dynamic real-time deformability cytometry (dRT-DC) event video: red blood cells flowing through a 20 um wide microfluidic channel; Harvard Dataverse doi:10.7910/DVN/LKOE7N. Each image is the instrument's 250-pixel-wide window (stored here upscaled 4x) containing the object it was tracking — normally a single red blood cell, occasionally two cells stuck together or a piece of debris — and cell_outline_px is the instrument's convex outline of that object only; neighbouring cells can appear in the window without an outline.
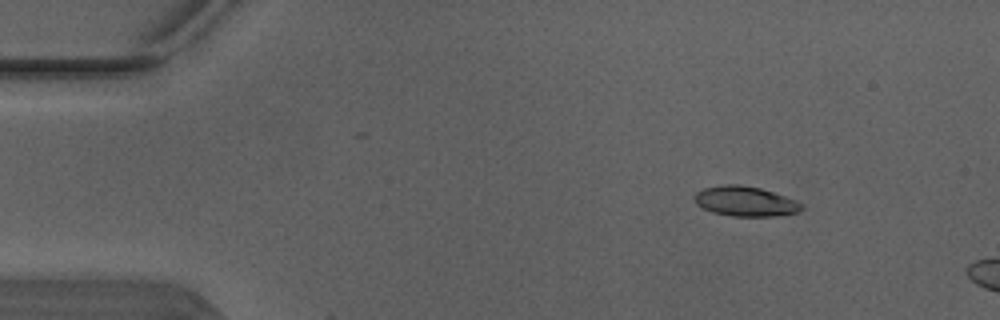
{"species": "Egyptian fruit bat (a non-hibernating species)", "species_latin": "Rousettus aegyptiacus", "temperature_condition": "warm", "stored_images_in_passage": 3, "camera_frame_rate_fps": 3000, "um_per_image_px": 0.085, "animal": {"sex": "male"}, "frame": {"image": 1, "passage_image": 1, "time_ms": 0.0, "image_size_px": [1000, 320], "cell_outline_px": [[804, 208], [796, 212], [776, 216], [732, 216], [712, 212], [696, 204], [692, 200], [692, 196], [696, 192], [704, 188], [724, 184], [740, 184], [760, 188], [796, 200], [804, 204]], "centroid_in_image_um": [63.32, 17.1], "position_along_channel_um": 21.7, "area_um2": 18.79}}